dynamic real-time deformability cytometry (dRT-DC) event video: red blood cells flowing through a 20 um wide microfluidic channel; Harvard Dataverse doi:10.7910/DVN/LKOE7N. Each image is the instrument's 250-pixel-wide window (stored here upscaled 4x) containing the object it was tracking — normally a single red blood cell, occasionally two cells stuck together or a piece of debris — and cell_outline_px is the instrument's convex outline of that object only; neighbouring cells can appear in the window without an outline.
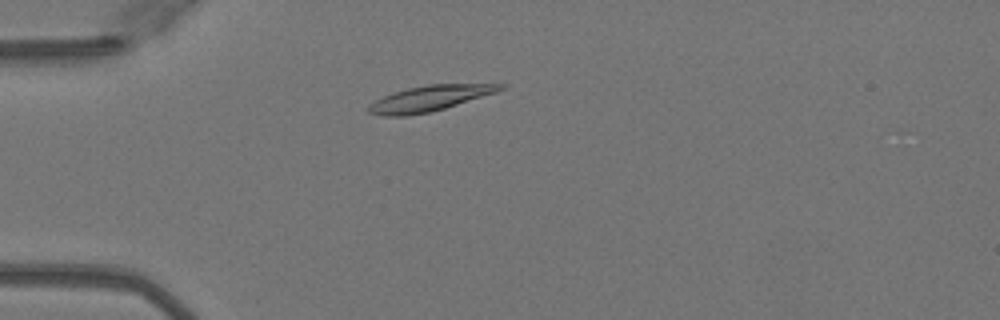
{"species": "Egyptian fruit bat (a non-hibernating species)", "species_latin": "Rousettus aegyptiacus", "temperature_condition": "warm", "stored_images_in_passage": 37, "camera_frame_rate_fps": 3000, "um_per_image_px": 0.085, "animal": {"sex": "female"}, "frame": {"image": 1, "passage_image": 1, "time_ms": 0.0, "image_size_px": [1000, 320], "cell_outline_px": [[508, 84], [504, 88], [496, 92], [444, 108], [428, 112], [404, 116], [384, 116], [368, 112], [368, 104], [392, 92], [408, 88], [428, 84]], "centroid_in_image_um": [36.48, 8.36], "position_along_channel_um": 48.5, "area_um2": 19.31}}
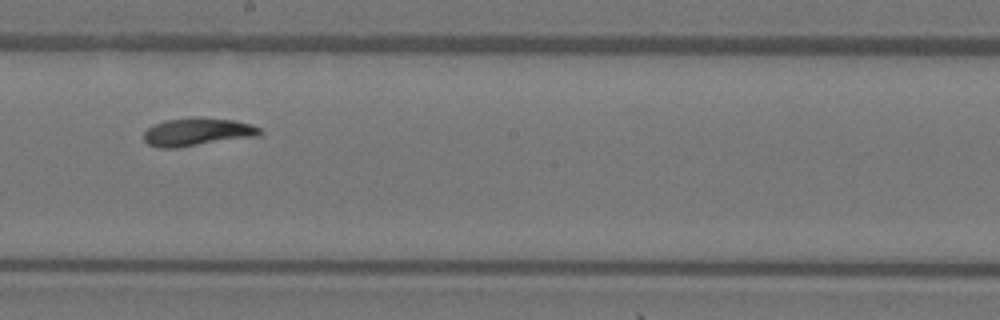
{"frame": {"image": 2, "passage_image": 16, "time_ms": 5.0, "image_size_px": [1000, 320], "cell_outline_px": [[260, 136], [176, 148], [160, 148], [148, 144], [144, 140], [144, 132], [152, 124], [164, 120], [196, 116], [200, 116], [236, 120], [252, 124], [260, 128]], "centroid_in_image_um": [16.78, 11.2], "position_along_channel_um": 231.4, "area_um2": 19.36}}
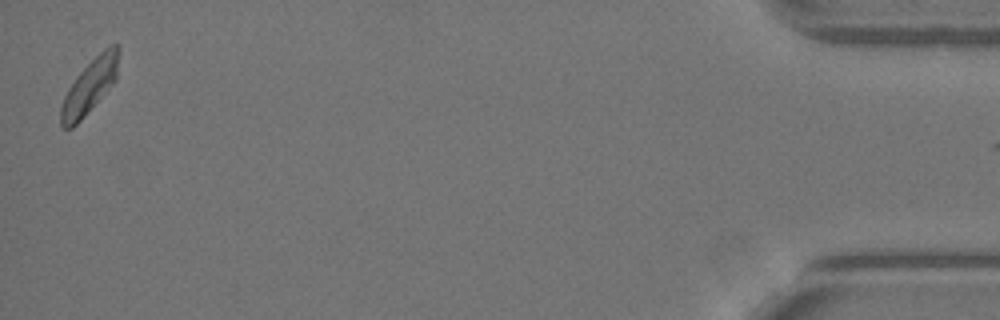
{"frame": {"image": 3, "passage_image": 37, "time_ms": 12.0, "image_size_px": [1000, 320], "cell_outline_px": [[120, 52], [116, 80], [84, 116], [72, 128], [64, 128], [60, 124], [60, 108], [64, 96], [68, 88], [76, 76], [108, 44], [120, 44]], "centroid_in_image_um": [7.64, 7.3], "position_along_channel_um": 427.6, "area_um2": 18.15}, "authors_computed_cell_mechanics": {"area_um2": 18.496, "velocity_mm_per_s": 4.0381, "shape_relaxation_time_tau1_ms": 2.6943, "shape_relaxation_time_tau2_ms": 3.3799, "deformation_change_tau1": 0.1181, "deformation_change_tau2": 0.0787}}